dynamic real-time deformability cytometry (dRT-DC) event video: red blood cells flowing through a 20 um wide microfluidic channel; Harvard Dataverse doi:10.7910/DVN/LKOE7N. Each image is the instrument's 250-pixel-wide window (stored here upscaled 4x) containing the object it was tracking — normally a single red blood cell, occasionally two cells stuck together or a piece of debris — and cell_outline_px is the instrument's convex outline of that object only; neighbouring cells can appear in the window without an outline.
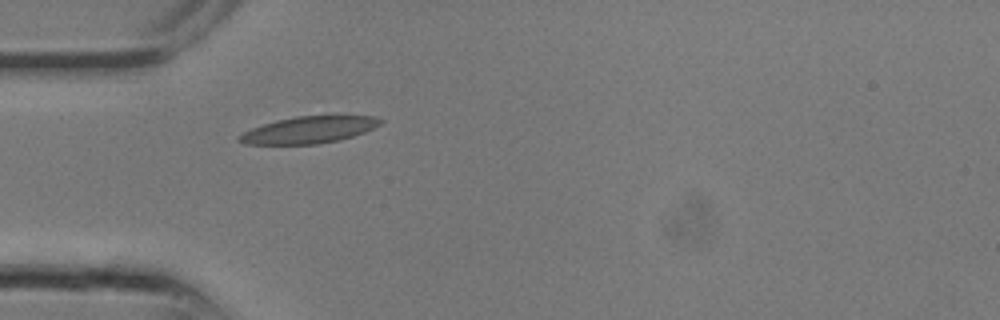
{"species": "common noctule bat (a hibernating species)", "species_latin": "Nyctalus noctula", "temperature_condition": "room temperature", "stored_images_in_passage": 1, "camera_frame_rate_fps": 3000, "um_per_image_px": 0.085, "animal": {"sex": "male", "body_mass_g": 13.3}, "frame": {"image": 1, "passage_image": 1, "time_ms": 0.0, "image_size_px": [1000, 320], "cell_outline_px": [[384, 120], [380, 124], [364, 132], [340, 140], [316, 144], [244, 144], [236, 140], [236, 136], [252, 128], [276, 120], [296, 116], [376, 116]], "centroid_in_image_um": [26.22, 11.04], "position_along_channel_um": 58.8, "area_um2": 21.96}}